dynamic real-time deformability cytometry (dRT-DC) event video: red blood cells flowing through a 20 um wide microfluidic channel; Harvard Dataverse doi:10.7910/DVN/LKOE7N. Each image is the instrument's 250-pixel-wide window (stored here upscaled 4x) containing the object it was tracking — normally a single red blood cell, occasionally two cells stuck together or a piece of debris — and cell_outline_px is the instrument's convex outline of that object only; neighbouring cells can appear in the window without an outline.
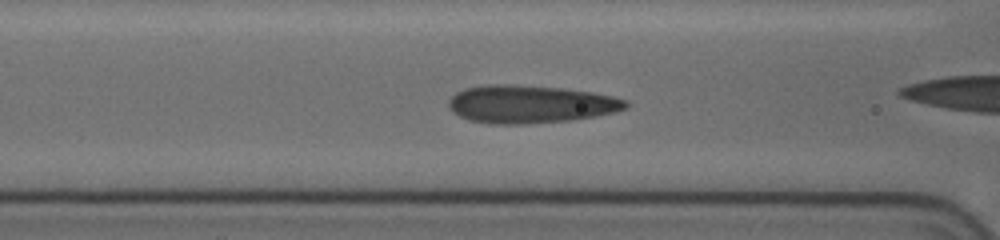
{"species": "human", "species_latin": "Homo sapiens", "temperature_condition": "cold", "stored_images_in_passage": 43, "camera_frame_rate_fps": 3000, "um_per_image_px": 0.085, "donor": {"sex": "female"}, "frame": {"image": 1, "passage_image": 20, "time_ms": 6.333, "image_size_px": [1000, 240], "cell_outline_px": [[628, 104], [624, 108], [612, 112], [592, 116], [568, 120], [524, 124], [492, 124], [468, 120], [452, 112], [448, 104], [448, 100], [456, 92], [464, 88], [488, 84], [508, 84], [560, 88], [588, 92], [612, 96], [624, 100]], "centroid_in_image_um": [44.97, 8.85], "position_along_channel_um": 121.6, "area_um2": 38.61}}
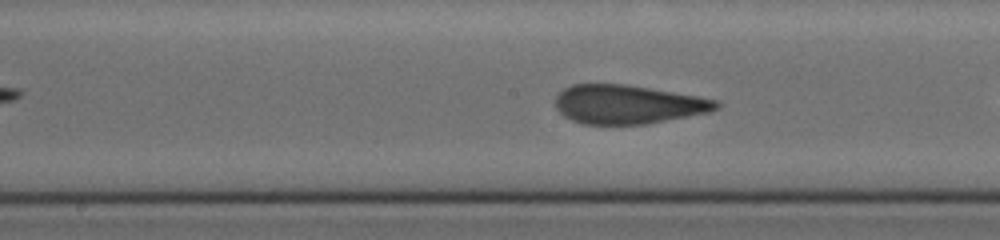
{"frame": {"image": 2, "passage_image": 26, "time_ms": 8.333, "image_size_px": [1000, 240], "cell_outline_px": [[720, 108], [708, 112], [648, 124], [584, 124], [572, 120], [564, 116], [556, 108], [556, 96], [564, 88], [572, 84], [624, 84], [720, 100]], "centroid_in_image_um": [53.37, 8.87], "position_along_channel_um": 194.8, "area_um2": 36.24}}
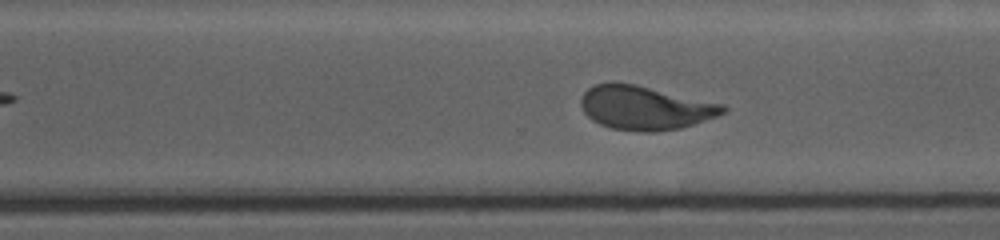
{"frame": {"image": 3, "passage_image": 36, "time_ms": 11.667, "image_size_px": [1000, 240], "cell_outline_px": [[728, 108], [724, 112], [716, 116], [680, 128], [656, 132], [644, 132], [612, 128], [600, 124], [592, 120], [584, 112], [580, 104], [580, 100], [584, 92], [592, 84], [612, 80], [636, 84], [724, 104]], "centroid_in_image_um": [54.78, 9.13], "position_along_channel_um": 315.8, "area_um2": 36.59}}